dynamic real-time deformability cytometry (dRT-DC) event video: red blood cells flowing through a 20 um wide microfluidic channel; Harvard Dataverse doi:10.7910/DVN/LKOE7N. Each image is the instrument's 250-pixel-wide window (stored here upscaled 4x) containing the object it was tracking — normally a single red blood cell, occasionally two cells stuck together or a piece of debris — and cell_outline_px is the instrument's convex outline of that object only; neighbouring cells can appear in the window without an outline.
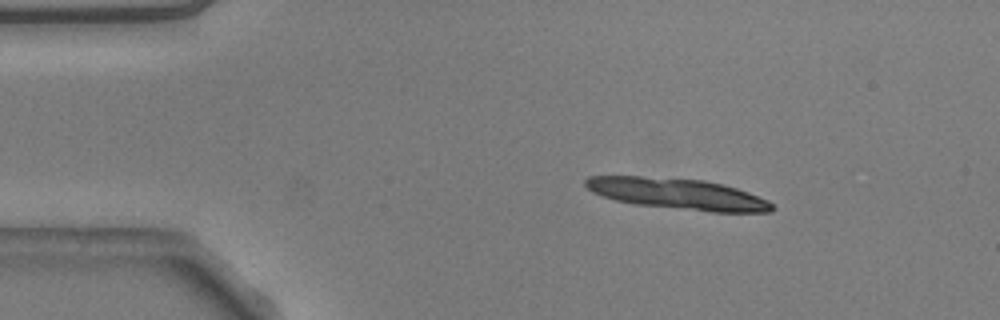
{"species": "common noctule bat (a hibernating species)", "species_latin": "Nyctalus noctula", "temperature_condition": "warm", "stored_images_in_passage": 4, "camera_frame_rate_fps": 3000, "um_per_image_px": 0.085, "animal": {"sex": "male", "body_mass_g": 20.5, "forearm_length_mm": 52.5}, "frame": {"image": 1, "passage_image": 1, "time_ms": 0.0, "image_size_px": [1000, 320], "cell_outline_px": [[776, 208], [772, 212], [712, 212], [636, 204], [616, 200], [592, 192], [584, 184], [584, 180], [588, 176], [640, 176], [704, 180], [724, 184], [748, 192], [768, 200]], "centroid_in_image_um": [57.63, 16.48], "position_along_channel_um": 27.4, "area_um2": 33.64}}